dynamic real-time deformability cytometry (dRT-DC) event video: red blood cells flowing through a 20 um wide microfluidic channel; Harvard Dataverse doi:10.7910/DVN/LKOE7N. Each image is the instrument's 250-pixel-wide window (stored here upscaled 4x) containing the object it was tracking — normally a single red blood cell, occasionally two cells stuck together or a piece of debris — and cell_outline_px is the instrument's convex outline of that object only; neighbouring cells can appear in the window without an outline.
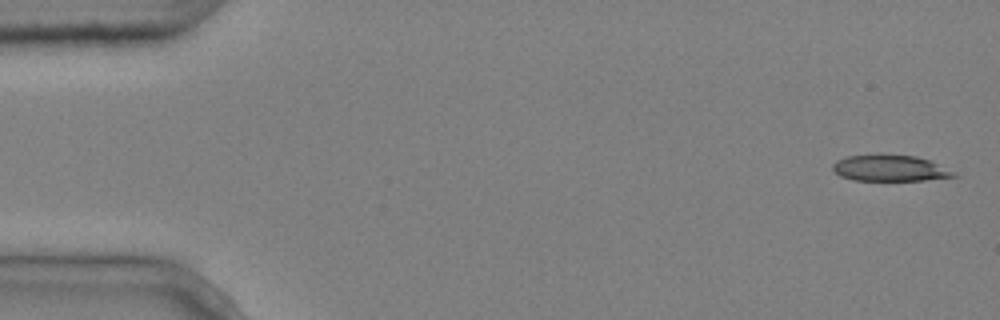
{"species": "common noctule bat (a hibernating species)", "species_latin": "Nyctalus noctula", "temperature_condition": "cold", "stored_images_in_passage": 4, "camera_frame_rate_fps": 3000, "um_per_image_px": 0.085, "animal": {"sex": "male", "body_mass_g": 20.4}, "frame": {"image": 1, "passage_image": 1, "time_ms": 0.0, "image_size_px": [1000, 320], "cell_outline_px": [[956, 176], [924, 180], [852, 180], [840, 176], [832, 168], [832, 164], [836, 160], [848, 156], [916, 156], [928, 160], [952, 172]], "centroid_in_image_um": [75.56, 14.32], "position_along_channel_um": 9.4, "area_um2": 17.63}}
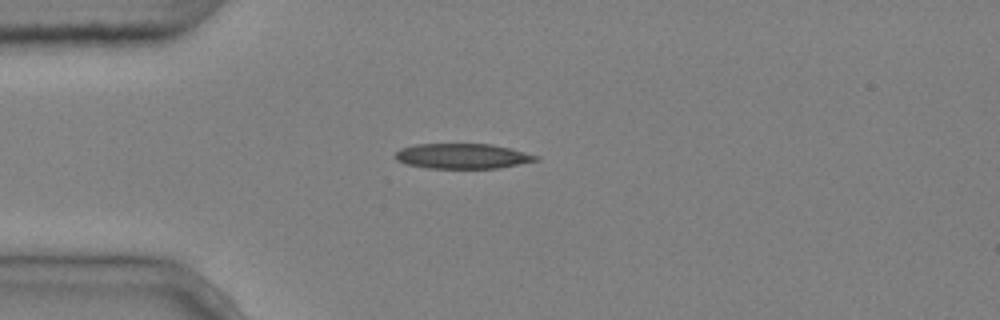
{"frame": {"image": 2, "passage_image": 4, "time_ms": 1.0, "image_size_px": [1000, 320], "cell_outline_px": [[540, 160], [500, 168], [428, 168], [404, 164], [396, 160], [392, 156], [400, 148], [416, 144], [492, 144], [540, 156]], "centroid_in_image_um": [39.28, 13.27], "position_along_channel_um": 45.7, "area_um2": 20.75}}